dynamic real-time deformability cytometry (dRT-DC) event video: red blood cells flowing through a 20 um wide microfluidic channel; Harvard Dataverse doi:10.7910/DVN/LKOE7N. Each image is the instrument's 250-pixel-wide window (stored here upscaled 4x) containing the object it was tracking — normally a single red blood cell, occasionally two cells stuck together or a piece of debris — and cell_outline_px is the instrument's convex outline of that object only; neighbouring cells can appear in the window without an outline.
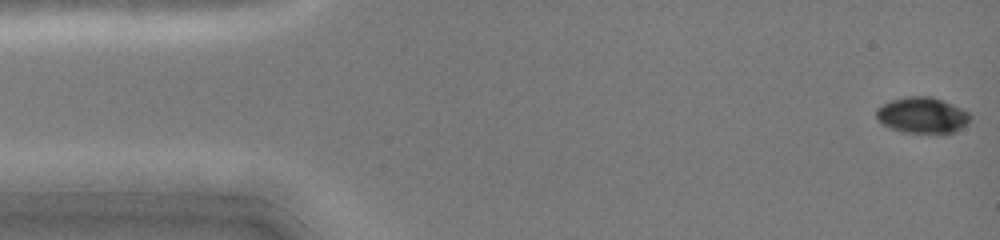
{"species": "common noctule bat (a hibernating species)", "species_latin": "Nyctalus noctula", "temperature_condition": "cold", "stored_images_in_passage": 47, "camera_frame_rate_fps": 3000, "um_per_image_px": 0.085, "animal": {"sex": "female", "body_mass_g": 19.0, "forearm_length_mm": 51.5}, "frame": {"image": 1, "passage_image": 1, "time_ms": 0.0, "image_size_px": [1000, 240], "cell_outline_px": [[972, 120], [968, 124], [944, 136], [936, 136], [904, 132], [892, 128], [876, 120], [876, 108], [892, 100], [908, 96], [932, 96], [952, 104], [968, 112], [972, 116]], "centroid_in_image_um": [78.44, 9.84], "position_along_channel_um": 6.6, "area_um2": 20.29}}
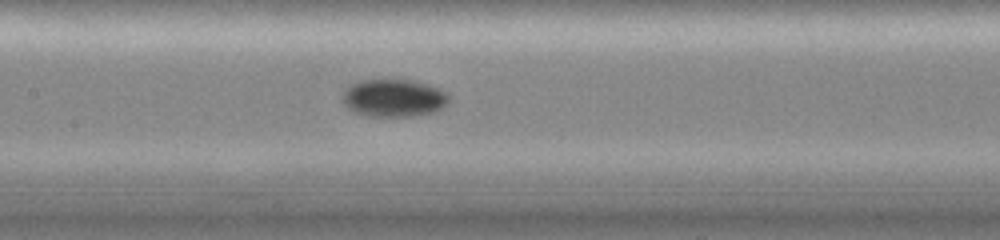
{"frame": {"image": 2, "passage_image": 22, "time_ms": 7.0, "image_size_px": [1000, 240], "cell_outline_px": [[448, 100], [440, 108], [432, 112], [408, 116], [372, 116], [356, 112], [344, 104], [344, 88], [348, 84], [360, 80], [388, 76], [412, 80], [428, 84], [440, 88], [448, 96]], "centroid_in_image_um": [33.42, 8.25], "position_along_channel_um": 174.0, "area_um2": 23.7}}
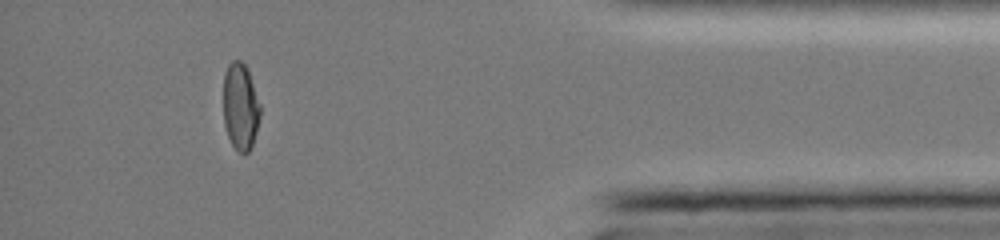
{"frame": {"image": 3, "passage_image": 42, "time_ms": 13.667, "image_size_px": [1000, 240], "cell_outline_px": [[260, 116], [256, 132], [252, 144], [248, 152], [244, 156], [232, 144], [228, 136], [224, 124], [224, 72], [228, 64], [232, 60], [240, 60], [248, 68], [260, 104]], "centroid_in_image_um": [20.44, 9.03], "position_along_channel_um": 414.8, "area_um2": 18.73}, "authors_computed_cell_mechanics": {"area_um2": 20.2878, "velocity_mm_per_s": 4.0938, "shape_relaxation_time_tau1_ms": 6.6003, "shape_relaxation_time_tau2_ms": null, "deformation_change_tau1": 0.1563, "deformation_change_tau2": null}}